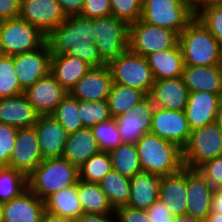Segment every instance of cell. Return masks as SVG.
I'll use <instances>...</instances> for the list:
<instances>
[{
    "label": "cell",
    "instance_id": "7402d4cb",
    "mask_svg": "<svg viewBox=\"0 0 222 222\" xmlns=\"http://www.w3.org/2000/svg\"><path fill=\"white\" fill-rule=\"evenodd\" d=\"M188 95L182 77L155 80L150 93L155 107L172 111H184Z\"/></svg>",
    "mask_w": 222,
    "mask_h": 222
},
{
    "label": "cell",
    "instance_id": "d4e9b609",
    "mask_svg": "<svg viewBox=\"0 0 222 222\" xmlns=\"http://www.w3.org/2000/svg\"><path fill=\"white\" fill-rule=\"evenodd\" d=\"M182 79L190 92L222 94V69L220 65H184Z\"/></svg>",
    "mask_w": 222,
    "mask_h": 222
},
{
    "label": "cell",
    "instance_id": "db71d44e",
    "mask_svg": "<svg viewBox=\"0 0 222 222\" xmlns=\"http://www.w3.org/2000/svg\"><path fill=\"white\" fill-rule=\"evenodd\" d=\"M41 222H74V221L45 211Z\"/></svg>",
    "mask_w": 222,
    "mask_h": 222
},
{
    "label": "cell",
    "instance_id": "5b68a950",
    "mask_svg": "<svg viewBox=\"0 0 222 222\" xmlns=\"http://www.w3.org/2000/svg\"><path fill=\"white\" fill-rule=\"evenodd\" d=\"M195 18L188 0H142L141 20L178 35Z\"/></svg>",
    "mask_w": 222,
    "mask_h": 222
},
{
    "label": "cell",
    "instance_id": "681fc988",
    "mask_svg": "<svg viewBox=\"0 0 222 222\" xmlns=\"http://www.w3.org/2000/svg\"><path fill=\"white\" fill-rule=\"evenodd\" d=\"M66 17L81 15L85 0H56Z\"/></svg>",
    "mask_w": 222,
    "mask_h": 222
},
{
    "label": "cell",
    "instance_id": "e0dca14e",
    "mask_svg": "<svg viewBox=\"0 0 222 222\" xmlns=\"http://www.w3.org/2000/svg\"><path fill=\"white\" fill-rule=\"evenodd\" d=\"M112 84V74L108 65L92 67L69 94L81 101H107Z\"/></svg>",
    "mask_w": 222,
    "mask_h": 222
},
{
    "label": "cell",
    "instance_id": "680465c9",
    "mask_svg": "<svg viewBox=\"0 0 222 222\" xmlns=\"http://www.w3.org/2000/svg\"><path fill=\"white\" fill-rule=\"evenodd\" d=\"M0 222H2V215H1V210H0Z\"/></svg>",
    "mask_w": 222,
    "mask_h": 222
},
{
    "label": "cell",
    "instance_id": "cb8c5ba5",
    "mask_svg": "<svg viewBox=\"0 0 222 222\" xmlns=\"http://www.w3.org/2000/svg\"><path fill=\"white\" fill-rule=\"evenodd\" d=\"M186 195V168L172 175L161 176L158 197L174 216L186 215Z\"/></svg>",
    "mask_w": 222,
    "mask_h": 222
},
{
    "label": "cell",
    "instance_id": "9f6ffc18",
    "mask_svg": "<svg viewBox=\"0 0 222 222\" xmlns=\"http://www.w3.org/2000/svg\"><path fill=\"white\" fill-rule=\"evenodd\" d=\"M195 219H192L190 216H177L175 222H195Z\"/></svg>",
    "mask_w": 222,
    "mask_h": 222
},
{
    "label": "cell",
    "instance_id": "3957f363",
    "mask_svg": "<svg viewBox=\"0 0 222 222\" xmlns=\"http://www.w3.org/2000/svg\"><path fill=\"white\" fill-rule=\"evenodd\" d=\"M79 167L67 159H44L28 176L27 188L41 200L63 188L78 184Z\"/></svg>",
    "mask_w": 222,
    "mask_h": 222
},
{
    "label": "cell",
    "instance_id": "8d00e7d4",
    "mask_svg": "<svg viewBox=\"0 0 222 222\" xmlns=\"http://www.w3.org/2000/svg\"><path fill=\"white\" fill-rule=\"evenodd\" d=\"M113 170L108 152L100 151L79 166V179L98 183Z\"/></svg>",
    "mask_w": 222,
    "mask_h": 222
},
{
    "label": "cell",
    "instance_id": "c3c4849f",
    "mask_svg": "<svg viewBox=\"0 0 222 222\" xmlns=\"http://www.w3.org/2000/svg\"><path fill=\"white\" fill-rule=\"evenodd\" d=\"M21 0H0V19L8 20L19 17Z\"/></svg>",
    "mask_w": 222,
    "mask_h": 222
},
{
    "label": "cell",
    "instance_id": "b9f144b4",
    "mask_svg": "<svg viewBox=\"0 0 222 222\" xmlns=\"http://www.w3.org/2000/svg\"><path fill=\"white\" fill-rule=\"evenodd\" d=\"M111 15L128 25L141 19L142 0H110Z\"/></svg>",
    "mask_w": 222,
    "mask_h": 222
},
{
    "label": "cell",
    "instance_id": "8fae6325",
    "mask_svg": "<svg viewBox=\"0 0 222 222\" xmlns=\"http://www.w3.org/2000/svg\"><path fill=\"white\" fill-rule=\"evenodd\" d=\"M154 109L153 100L147 95L132 110L115 118L123 143L136 144L146 133H150Z\"/></svg>",
    "mask_w": 222,
    "mask_h": 222
},
{
    "label": "cell",
    "instance_id": "f1b7e54d",
    "mask_svg": "<svg viewBox=\"0 0 222 222\" xmlns=\"http://www.w3.org/2000/svg\"><path fill=\"white\" fill-rule=\"evenodd\" d=\"M155 80L182 77L183 57L179 44L146 57Z\"/></svg>",
    "mask_w": 222,
    "mask_h": 222
},
{
    "label": "cell",
    "instance_id": "f35d334b",
    "mask_svg": "<svg viewBox=\"0 0 222 222\" xmlns=\"http://www.w3.org/2000/svg\"><path fill=\"white\" fill-rule=\"evenodd\" d=\"M78 110L84 128H92L112 118L107 101L88 102L79 100Z\"/></svg>",
    "mask_w": 222,
    "mask_h": 222
},
{
    "label": "cell",
    "instance_id": "d6a6232c",
    "mask_svg": "<svg viewBox=\"0 0 222 222\" xmlns=\"http://www.w3.org/2000/svg\"><path fill=\"white\" fill-rule=\"evenodd\" d=\"M98 184L114 210L127 205L130 196L129 177L112 170Z\"/></svg>",
    "mask_w": 222,
    "mask_h": 222
},
{
    "label": "cell",
    "instance_id": "30bf717a",
    "mask_svg": "<svg viewBox=\"0 0 222 222\" xmlns=\"http://www.w3.org/2000/svg\"><path fill=\"white\" fill-rule=\"evenodd\" d=\"M95 45L108 64L128 49L129 25L113 15L94 18Z\"/></svg>",
    "mask_w": 222,
    "mask_h": 222
},
{
    "label": "cell",
    "instance_id": "bcb514c9",
    "mask_svg": "<svg viewBox=\"0 0 222 222\" xmlns=\"http://www.w3.org/2000/svg\"><path fill=\"white\" fill-rule=\"evenodd\" d=\"M118 222H151L146 210L123 206L115 210Z\"/></svg>",
    "mask_w": 222,
    "mask_h": 222
},
{
    "label": "cell",
    "instance_id": "277c9868",
    "mask_svg": "<svg viewBox=\"0 0 222 222\" xmlns=\"http://www.w3.org/2000/svg\"><path fill=\"white\" fill-rule=\"evenodd\" d=\"M135 145L142 171L166 176L183 168L182 149L172 142L150 132Z\"/></svg>",
    "mask_w": 222,
    "mask_h": 222
},
{
    "label": "cell",
    "instance_id": "7dc6e473",
    "mask_svg": "<svg viewBox=\"0 0 222 222\" xmlns=\"http://www.w3.org/2000/svg\"><path fill=\"white\" fill-rule=\"evenodd\" d=\"M146 212L151 222H175L176 220V216H174L159 199L154 202Z\"/></svg>",
    "mask_w": 222,
    "mask_h": 222
},
{
    "label": "cell",
    "instance_id": "11a10c76",
    "mask_svg": "<svg viewBox=\"0 0 222 222\" xmlns=\"http://www.w3.org/2000/svg\"><path fill=\"white\" fill-rule=\"evenodd\" d=\"M205 222H222V214L210 212L205 220Z\"/></svg>",
    "mask_w": 222,
    "mask_h": 222
},
{
    "label": "cell",
    "instance_id": "6f0895ef",
    "mask_svg": "<svg viewBox=\"0 0 222 222\" xmlns=\"http://www.w3.org/2000/svg\"><path fill=\"white\" fill-rule=\"evenodd\" d=\"M216 123L218 124L220 131L222 132V106L220 107V111L218 113Z\"/></svg>",
    "mask_w": 222,
    "mask_h": 222
},
{
    "label": "cell",
    "instance_id": "d590c367",
    "mask_svg": "<svg viewBox=\"0 0 222 222\" xmlns=\"http://www.w3.org/2000/svg\"><path fill=\"white\" fill-rule=\"evenodd\" d=\"M27 189V177L7 166L0 167V204L19 196Z\"/></svg>",
    "mask_w": 222,
    "mask_h": 222
},
{
    "label": "cell",
    "instance_id": "2e32d148",
    "mask_svg": "<svg viewBox=\"0 0 222 222\" xmlns=\"http://www.w3.org/2000/svg\"><path fill=\"white\" fill-rule=\"evenodd\" d=\"M214 190L197 169L186 168V215L195 220H205L211 212Z\"/></svg>",
    "mask_w": 222,
    "mask_h": 222
},
{
    "label": "cell",
    "instance_id": "f907efd6",
    "mask_svg": "<svg viewBox=\"0 0 222 222\" xmlns=\"http://www.w3.org/2000/svg\"><path fill=\"white\" fill-rule=\"evenodd\" d=\"M74 222H118L116 213L99 214V213H83Z\"/></svg>",
    "mask_w": 222,
    "mask_h": 222
},
{
    "label": "cell",
    "instance_id": "d6986e66",
    "mask_svg": "<svg viewBox=\"0 0 222 222\" xmlns=\"http://www.w3.org/2000/svg\"><path fill=\"white\" fill-rule=\"evenodd\" d=\"M2 222H41L44 201L28 188L19 196L0 204Z\"/></svg>",
    "mask_w": 222,
    "mask_h": 222
},
{
    "label": "cell",
    "instance_id": "60d3db41",
    "mask_svg": "<svg viewBox=\"0 0 222 222\" xmlns=\"http://www.w3.org/2000/svg\"><path fill=\"white\" fill-rule=\"evenodd\" d=\"M195 17L222 46V3L207 5L195 13Z\"/></svg>",
    "mask_w": 222,
    "mask_h": 222
},
{
    "label": "cell",
    "instance_id": "f6af8a7d",
    "mask_svg": "<svg viewBox=\"0 0 222 222\" xmlns=\"http://www.w3.org/2000/svg\"><path fill=\"white\" fill-rule=\"evenodd\" d=\"M111 15L110 0H85L82 17L99 18Z\"/></svg>",
    "mask_w": 222,
    "mask_h": 222
},
{
    "label": "cell",
    "instance_id": "484cf974",
    "mask_svg": "<svg viewBox=\"0 0 222 222\" xmlns=\"http://www.w3.org/2000/svg\"><path fill=\"white\" fill-rule=\"evenodd\" d=\"M161 176L141 171L130 178V196L126 206L147 210L159 199Z\"/></svg>",
    "mask_w": 222,
    "mask_h": 222
},
{
    "label": "cell",
    "instance_id": "4fadbf2b",
    "mask_svg": "<svg viewBox=\"0 0 222 222\" xmlns=\"http://www.w3.org/2000/svg\"><path fill=\"white\" fill-rule=\"evenodd\" d=\"M51 56L47 42L33 51L14 55L15 72L24 91L50 73Z\"/></svg>",
    "mask_w": 222,
    "mask_h": 222
},
{
    "label": "cell",
    "instance_id": "6da1fadb",
    "mask_svg": "<svg viewBox=\"0 0 222 222\" xmlns=\"http://www.w3.org/2000/svg\"><path fill=\"white\" fill-rule=\"evenodd\" d=\"M94 18L80 15L67 17L46 36L52 54H66L78 57L91 67H101L107 63L101 58L95 45Z\"/></svg>",
    "mask_w": 222,
    "mask_h": 222
},
{
    "label": "cell",
    "instance_id": "5bb4252c",
    "mask_svg": "<svg viewBox=\"0 0 222 222\" xmlns=\"http://www.w3.org/2000/svg\"><path fill=\"white\" fill-rule=\"evenodd\" d=\"M150 132L183 149L188 143L191 130L185 111H172L155 107Z\"/></svg>",
    "mask_w": 222,
    "mask_h": 222
},
{
    "label": "cell",
    "instance_id": "4dcf8cb0",
    "mask_svg": "<svg viewBox=\"0 0 222 222\" xmlns=\"http://www.w3.org/2000/svg\"><path fill=\"white\" fill-rule=\"evenodd\" d=\"M77 194L83 213L109 214L115 212L98 183L79 180Z\"/></svg>",
    "mask_w": 222,
    "mask_h": 222
},
{
    "label": "cell",
    "instance_id": "ab89813d",
    "mask_svg": "<svg viewBox=\"0 0 222 222\" xmlns=\"http://www.w3.org/2000/svg\"><path fill=\"white\" fill-rule=\"evenodd\" d=\"M100 151L109 152L122 144L115 118L101 122L91 128Z\"/></svg>",
    "mask_w": 222,
    "mask_h": 222
},
{
    "label": "cell",
    "instance_id": "816d5d0a",
    "mask_svg": "<svg viewBox=\"0 0 222 222\" xmlns=\"http://www.w3.org/2000/svg\"><path fill=\"white\" fill-rule=\"evenodd\" d=\"M211 212L222 214V191L219 188H215L214 190Z\"/></svg>",
    "mask_w": 222,
    "mask_h": 222
},
{
    "label": "cell",
    "instance_id": "74e56055",
    "mask_svg": "<svg viewBox=\"0 0 222 222\" xmlns=\"http://www.w3.org/2000/svg\"><path fill=\"white\" fill-rule=\"evenodd\" d=\"M24 93L15 72L14 56L0 54V98Z\"/></svg>",
    "mask_w": 222,
    "mask_h": 222
},
{
    "label": "cell",
    "instance_id": "9c48e42d",
    "mask_svg": "<svg viewBox=\"0 0 222 222\" xmlns=\"http://www.w3.org/2000/svg\"><path fill=\"white\" fill-rule=\"evenodd\" d=\"M179 35L170 29L147 24L141 19L129 24L128 49L147 57L158 51L174 48Z\"/></svg>",
    "mask_w": 222,
    "mask_h": 222
},
{
    "label": "cell",
    "instance_id": "f546056e",
    "mask_svg": "<svg viewBox=\"0 0 222 222\" xmlns=\"http://www.w3.org/2000/svg\"><path fill=\"white\" fill-rule=\"evenodd\" d=\"M45 211L75 221L82 214L81 202L78 199L77 184L63 188L44 200Z\"/></svg>",
    "mask_w": 222,
    "mask_h": 222
},
{
    "label": "cell",
    "instance_id": "603a6c76",
    "mask_svg": "<svg viewBox=\"0 0 222 222\" xmlns=\"http://www.w3.org/2000/svg\"><path fill=\"white\" fill-rule=\"evenodd\" d=\"M39 114L29 103L24 93L0 98V122L17 129L32 127L36 124Z\"/></svg>",
    "mask_w": 222,
    "mask_h": 222
},
{
    "label": "cell",
    "instance_id": "91938a15",
    "mask_svg": "<svg viewBox=\"0 0 222 222\" xmlns=\"http://www.w3.org/2000/svg\"><path fill=\"white\" fill-rule=\"evenodd\" d=\"M195 222H205L204 220H196Z\"/></svg>",
    "mask_w": 222,
    "mask_h": 222
},
{
    "label": "cell",
    "instance_id": "8992f818",
    "mask_svg": "<svg viewBox=\"0 0 222 222\" xmlns=\"http://www.w3.org/2000/svg\"><path fill=\"white\" fill-rule=\"evenodd\" d=\"M113 83L136 88L150 95L155 79L146 57L127 49L108 64Z\"/></svg>",
    "mask_w": 222,
    "mask_h": 222
},
{
    "label": "cell",
    "instance_id": "52a82bcc",
    "mask_svg": "<svg viewBox=\"0 0 222 222\" xmlns=\"http://www.w3.org/2000/svg\"><path fill=\"white\" fill-rule=\"evenodd\" d=\"M222 156V132L216 122L191 131L182 149L183 167L197 169L208 160Z\"/></svg>",
    "mask_w": 222,
    "mask_h": 222
},
{
    "label": "cell",
    "instance_id": "7c38bea8",
    "mask_svg": "<svg viewBox=\"0 0 222 222\" xmlns=\"http://www.w3.org/2000/svg\"><path fill=\"white\" fill-rule=\"evenodd\" d=\"M19 17L46 36L67 18L56 0H21Z\"/></svg>",
    "mask_w": 222,
    "mask_h": 222
},
{
    "label": "cell",
    "instance_id": "ee69618b",
    "mask_svg": "<svg viewBox=\"0 0 222 222\" xmlns=\"http://www.w3.org/2000/svg\"><path fill=\"white\" fill-rule=\"evenodd\" d=\"M197 170L214 188L222 185V156L206 161Z\"/></svg>",
    "mask_w": 222,
    "mask_h": 222
},
{
    "label": "cell",
    "instance_id": "9a60e30c",
    "mask_svg": "<svg viewBox=\"0 0 222 222\" xmlns=\"http://www.w3.org/2000/svg\"><path fill=\"white\" fill-rule=\"evenodd\" d=\"M38 142L34 126L18 129L7 167L27 177L44 160Z\"/></svg>",
    "mask_w": 222,
    "mask_h": 222
},
{
    "label": "cell",
    "instance_id": "83f0119b",
    "mask_svg": "<svg viewBox=\"0 0 222 222\" xmlns=\"http://www.w3.org/2000/svg\"><path fill=\"white\" fill-rule=\"evenodd\" d=\"M99 152L100 149L91 128H82L68 134L62 157L79 167Z\"/></svg>",
    "mask_w": 222,
    "mask_h": 222
},
{
    "label": "cell",
    "instance_id": "ba28073f",
    "mask_svg": "<svg viewBox=\"0 0 222 222\" xmlns=\"http://www.w3.org/2000/svg\"><path fill=\"white\" fill-rule=\"evenodd\" d=\"M46 42V35L20 17L2 20L0 26V54L14 56L38 49Z\"/></svg>",
    "mask_w": 222,
    "mask_h": 222
},
{
    "label": "cell",
    "instance_id": "f5cc1de1",
    "mask_svg": "<svg viewBox=\"0 0 222 222\" xmlns=\"http://www.w3.org/2000/svg\"><path fill=\"white\" fill-rule=\"evenodd\" d=\"M190 2L191 8L194 13H196L201 8L210 5L222 3V0H188Z\"/></svg>",
    "mask_w": 222,
    "mask_h": 222
},
{
    "label": "cell",
    "instance_id": "ffe728a7",
    "mask_svg": "<svg viewBox=\"0 0 222 222\" xmlns=\"http://www.w3.org/2000/svg\"><path fill=\"white\" fill-rule=\"evenodd\" d=\"M68 92L49 73L24 91L39 115H51Z\"/></svg>",
    "mask_w": 222,
    "mask_h": 222
},
{
    "label": "cell",
    "instance_id": "4316f807",
    "mask_svg": "<svg viewBox=\"0 0 222 222\" xmlns=\"http://www.w3.org/2000/svg\"><path fill=\"white\" fill-rule=\"evenodd\" d=\"M91 68L88 63L78 57L66 54H52L51 56L50 73L68 93Z\"/></svg>",
    "mask_w": 222,
    "mask_h": 222
},
{
    "label": "cell",
    "instance_id": "e575fe53",
    "mask_svg": "<svg viewBox=\"0 0 222 222\" xmlns=\"http://www.w3.org/2000/svg\"><path fill=\"white\" fill-rule=\"evenodd\" d=\"M78 108L79 100L68 93L57 105L51 116L61 124L68 134H71L84 128Z\"/></svg>",
    "mask_w": 222,
    "mask_h": 222
},
{
    "label": "cell",
    "instance_id": "836d02e7",
    "mask_svg": "<svg viewBox=\"0 0 222 222\" xmlns=\"http://www.w3.org/2000/svg\"><path fill=\"white\" fill-rule=\"evenodd\" d=\"M113 171L129 178L142 171L138 151L133 143H122L110 150Z\"/></svg>",
    "mask_w": 222,
    "mask_h": 222
},
{
    "label": "cell",
    "instance_id": "44dd1931",
    "mask_svg": "<svg viewBox=\"0 0 222 222\" xmlns=\"http://www.w3.org/2000/svg\"><path fill=\"white\" fill-rule=\"evenodd\" d=\"M43 159L61 158L68 133L51 115H39L34 125Z\"/></svg>",
    "mask_w": 222,
    "mask_h": 222
},
{
    "label": "cell",
    "instance_id": "7a4b0ae2",
    "mask_svg": "<svg viewBox=\"0 0 222 222\" xmlns=\"http://www.w3.org/2000/svg\"><path fill=\"white\" fill-rule=\"evenodd\" d=\"M183 63L187 66L220 65L222 46L195 17L179 34Z\"/></svg>",
    "mask_w": 222,
    "mask_h": 222
},
{
    "label": "cell",
    "instance_id": "ac0fdd59",
    "mask_svg": "<svg viewBox=\"0 0 222 222\" xmlns=\"http://www.w3.org/2000/svg\"><path fill=\"white\" fill-rule=\"evenodd\" d=\"M221 106L222 94L190 92L184 110L190 130L216 122Z\"/></svg>",
    "mask_w": 222,
    "mask_h": 222
},
{
    "label": "cell",
    "instance_id": "1f68e13d",
    "mask_svg": "<svg viewBox=\"0 0 222 222\" xmlns=\"http://www.w3.org/2000/svg\"><path fill=\"white\" fill-rule=\"evenodd\" d=\"M146 96L145 92L136 88L113 83L107 98L111 117L129 112Z\"/></svg>",
    "mask_w": 222,
    "mask_h": 222
},
{
    "label": "cell",
    "instance_id": "7bdbcfd3",
    "mask_svg": "<svg viewBox=\"0 0 222 222\" xmlns=\"http://www.w3.org/2000/svg\"><path fill=\"white\" fill-rule=\"evenodd\" d=\"M18 129L0 122V167L8 166Z\"/></svg>",
    "mask_w": 222,
    "mask_h": 222
}]
</instances>
